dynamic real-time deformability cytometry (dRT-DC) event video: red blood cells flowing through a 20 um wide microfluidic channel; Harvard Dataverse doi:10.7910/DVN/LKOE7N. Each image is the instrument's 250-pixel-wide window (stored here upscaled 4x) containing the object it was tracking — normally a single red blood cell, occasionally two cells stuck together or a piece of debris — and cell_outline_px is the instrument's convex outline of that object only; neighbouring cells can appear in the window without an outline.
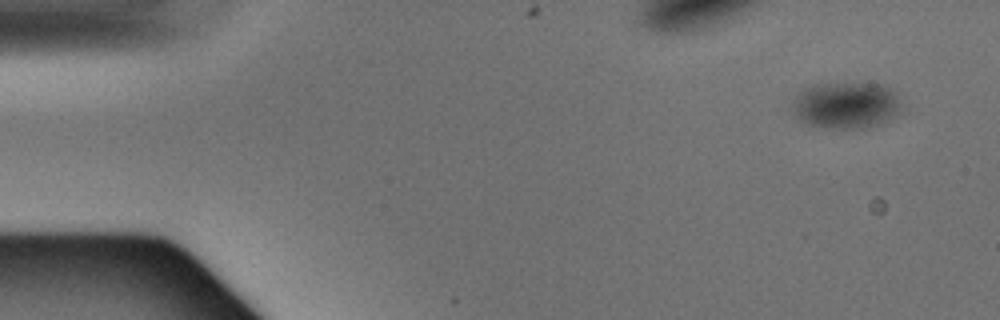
{"species": "Egyptian fruit bat (a non-hibernating species)", "species_latin": "Rousettus aegyptiacus", "temperature_condition": "warm", "stored_images_in_passage": 4, "camera_frame_rate_fps": 3000, "um_per_image_px": 0.085, "animal": {"sex": "male"}, "frame": {"image": 1, "passage_image": 1, "time_ms": 0.0, "image_size_px": [1000, 320], "cell_outline_px": [[900, 112], [896, 116], [880, 124], [868, 128], [832, 128], [808, 124], [800, 120], [792, 112], [792, 104], [796, 96], [804, 88], [812, 84], [884, 84], [892, 88], [896, 92], [900, 100]], "centroid_in_image_um": [71.95, 8.95], "position_along_channel_um": 13.1, "area_um2": 29.77}}